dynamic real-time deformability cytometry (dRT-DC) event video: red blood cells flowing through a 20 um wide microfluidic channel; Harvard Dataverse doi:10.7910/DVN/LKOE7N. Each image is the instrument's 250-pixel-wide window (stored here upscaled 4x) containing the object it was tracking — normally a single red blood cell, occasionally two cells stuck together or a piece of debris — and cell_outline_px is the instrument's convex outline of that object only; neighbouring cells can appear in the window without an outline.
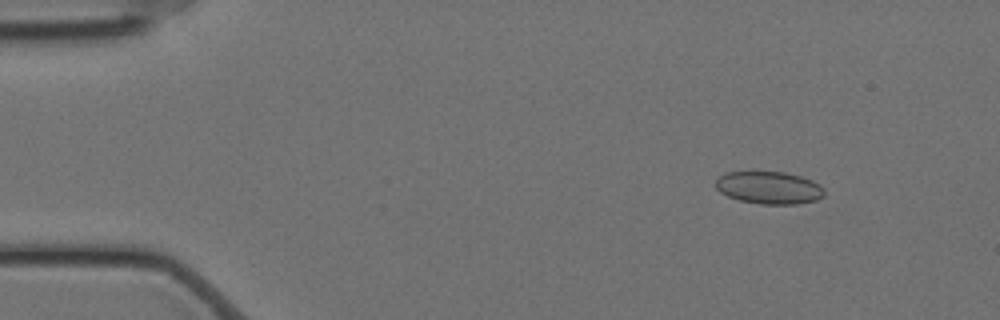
{"species": "Egyptian fruit bat (a non-hibernating species)", "species_latin": "Rousettus aegyptiacus", "temperature_condition": "cold", "stored_images_in_passage": 58, "camera_frame_rate_fps": 3000, "um_per_image_px": 0.085, "animal": {"sex": "female"}, "frame": {"image": 1, "passage_image": 7, "time_ms": 2.0, "image_size_px": [1000, 320], "cell_outline_px": [[824, 196], [816, 200], [796, 204], [760, 204], [740, 200], [728, 196], [720, 192], [716, 188], [716, 180], [720, 176], [728, 172], [784, 172], [800, 176], [812, 180], [820, 184], [824, 188]], "centroid_in_image_um": [65.39, 15.96], "position_along_channel_um": 19.6, "area_um2": 20.52}}
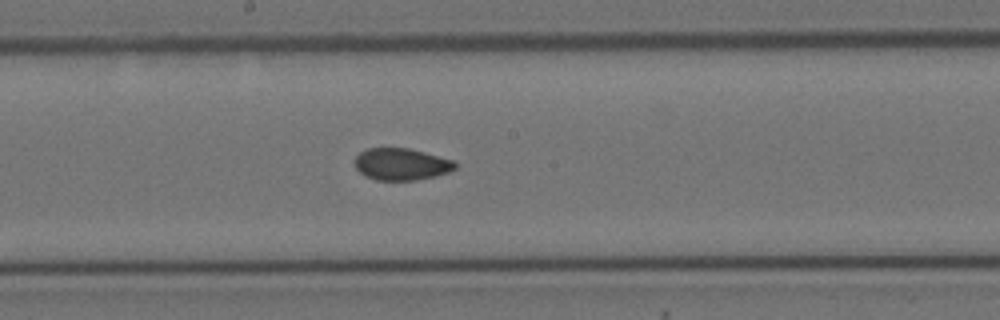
{"frame": {"image": 2, "passage_image": 31, "time_ms": 10.0, "image_size_px": [1000, 320], "cell_outline_px": [[456, 168], [448, 172], [416, 180], [376, 180], [364, 176], [356, 168], [356, 156], [360, 152], [368, 148], [408, 148], [456, 160]], "centroid_in_image_um": [34.12, 13.95], "position_along_channel_um": 214.1, "area_um2": 18.61}}
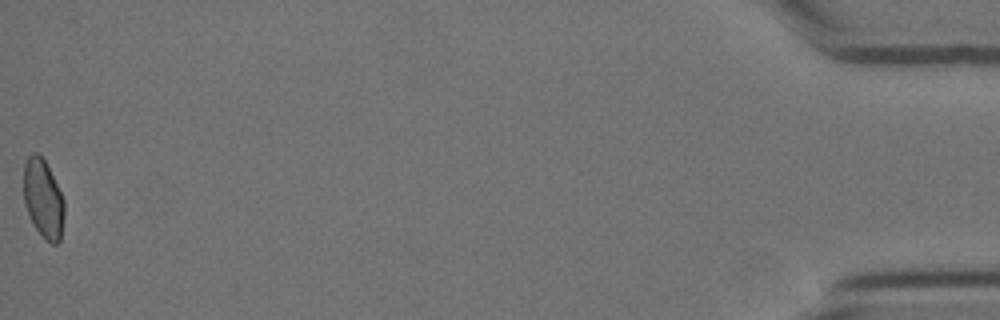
{"frame": {"image": 3, "passage_image": 58, "time_ms": 19.0, "image_size_px": [1000, 320], "cell_outline_px": [[64, 216], [60, 240], [56, 244], [52, 244], [32, 224], [24, 200], [24, 164], [28, 156], [32, 152], [36, 152], [44, 160], [64, 200]], "centroid_in_image_um": [3.67, 16.88], "position_along_channel_um": 431.5, "area_um2": 18.21}, "authors_computed_cell_mechanics": {"area_um2": 19.4497, "velocity_mm_per_s": 3.5099, "shape_relaxation_time_tau1_ms": 6.7183, "shape_relaxation_time_tau2_ms": 1.4851, "deformation_change_tau1": 0.1036, "deformation_change_tau2": 0.0408}}